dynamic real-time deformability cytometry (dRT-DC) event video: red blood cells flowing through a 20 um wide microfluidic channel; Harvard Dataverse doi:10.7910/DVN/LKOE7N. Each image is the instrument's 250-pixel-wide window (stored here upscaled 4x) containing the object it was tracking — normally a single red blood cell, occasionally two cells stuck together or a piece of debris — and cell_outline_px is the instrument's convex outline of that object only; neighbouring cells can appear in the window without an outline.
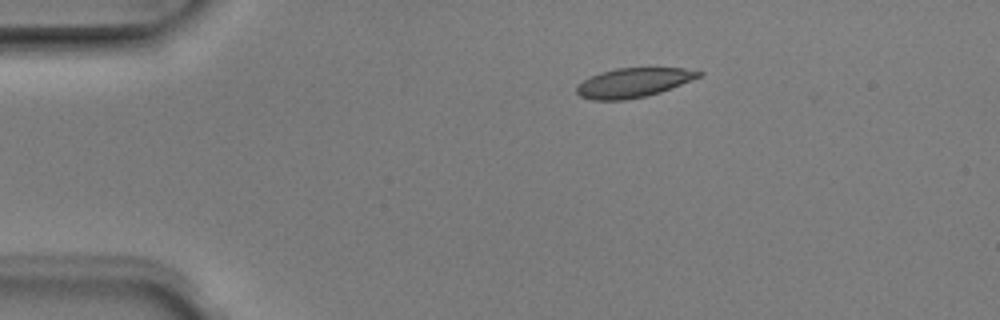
{"species": "Egyptian fruit bat (a non-hibernating species)", "species_latin": "Rousettus aegyptiacus", "temperature_condition": "room temperature", "stored_images_in_passage": 3, "camera_frame_rate_fps": 3000, "um_per_image_px": 0.085, "animal": {"sex": "male"}, "frame": {"image": 1, "passage_image": 1, "time_ms": 0.0, "image_size_px": [1000, 320], "cell_outline_px": [[704, 72], [700, 76], [660, 92], [644, 96], [624, 100], [592, 100], [580, 96], [576, 92], [576, 88], [584, 80], [600, 72], [616, 68], [684, 68]], "centroid_in_image_um": [53.81, 7.02], "position_along_channel_um": 31.2, "area_um2": 20.52}}
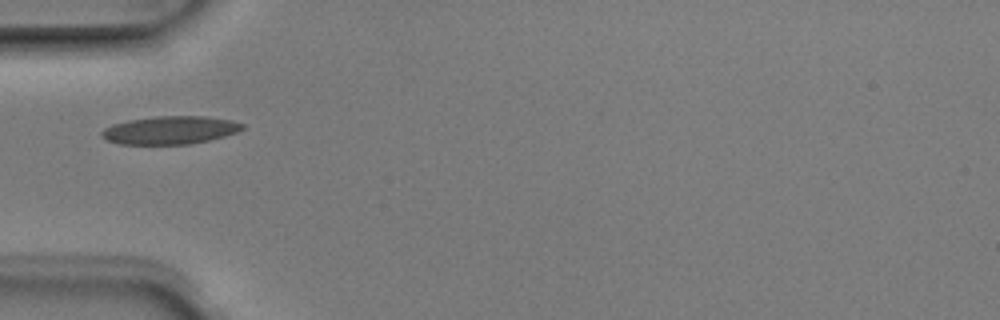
{"frame": {"image": 2, "passage_image": 3, "time_ms": 0.667, "image_size_px": [1000, 320], "cell_outline_px": [[244, 128], [236, 132], [224, 136], [208, 140], [188, 144], [120, 144], [104, 140], [100, 136], [100, 132], [104, 128], [112, 124], [128, 120], [156, 116], [204, 116], [232, 120], [244, 124]], "centroid_in_image_um": [14.41, 11.06], "position_along_channel_um": 70.6, "area_um2": 23.06}}